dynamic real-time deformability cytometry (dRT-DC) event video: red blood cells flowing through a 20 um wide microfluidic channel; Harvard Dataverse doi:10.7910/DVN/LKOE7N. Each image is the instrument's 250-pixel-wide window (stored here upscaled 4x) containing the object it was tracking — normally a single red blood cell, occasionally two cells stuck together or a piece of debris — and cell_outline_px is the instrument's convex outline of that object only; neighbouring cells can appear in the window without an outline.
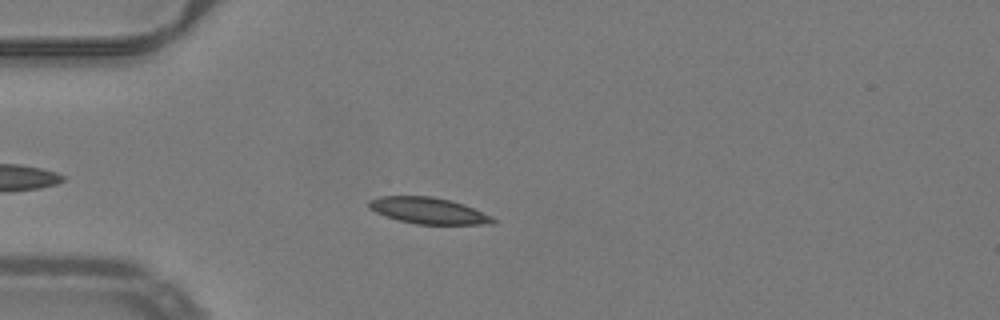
{"species": "common noctule bat (a hibernating species)", "species_latin": "Nyctalus noctula", "temperature_condition": "warm", "stored_images_in_passage": 43, "camera_frame_rate_fps": 3000, "um_per_image_px": 0.085, "animal": {"sex": "male", "body_mass_g": 19.2, "forearm_length_mm": 51.8}, "frame": {"image": 1, "passage_image": 9, "time_ms": 2.667, "image_size_px": [1000, 320], "cell_outline_px": [[496, 224], [416, 224], [400, 220], [376, 212], [368, 208], [368, 200], [380, 196], [432, 196], [464, 204], [492, 216], [496, 220]], "centroid_in_image_um": [36.42, 17.9], "position_along_channel_um": 48.6, "area_um2": 18.9}}
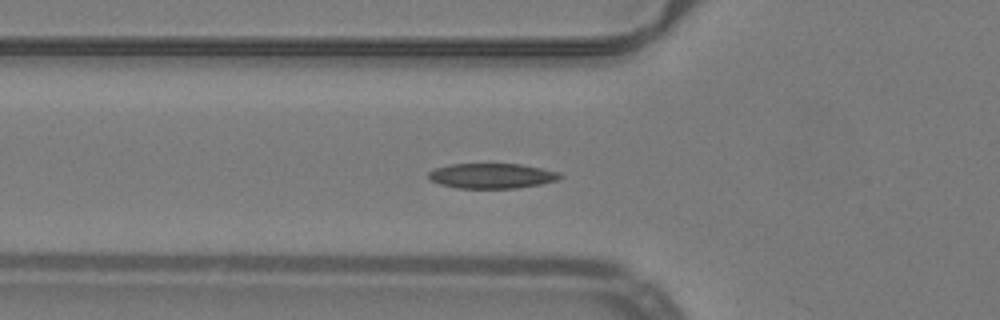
{"frame": {"image": 2, "passage_image": 13, "time_ms": 4.0, "image_size_px": [1000, 320], "cell_outline_px": [[564, 176], [556, 180], [540, 184], [516, 188], [456, 188], [440, 184], [432, 180], [428, 176], [428, 172], [436, 168], [448, 164], [520, 164], [560, 172]], "centroid_in_image_um": [41.8, 14.94], "position_along_channel_um": 84.0, "area_um2": 19.13}}
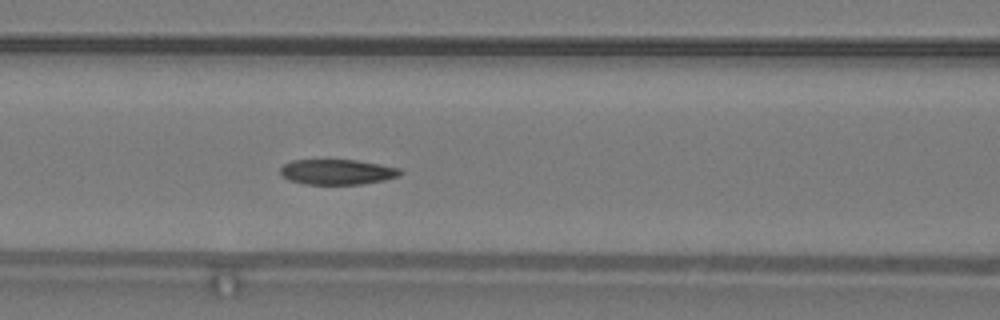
{"frame": {"image": 3, "passage_image": 17, "time_ms": 5.333, "image_size_px": [1000, 320], "cell_outline_px": [[404, 172], [400, 176], [384, 180], [360, 184], [304, 184], [288, 180], [280, 176], [280, 168], [284, 164], [292, 160], [356, 160], [380, 164], [400, 168]], "centroid_in_image_um": [28.66, 14.61], "position_along_channel_um": 137.9, "area_um2": 17.8}, "authors_computed_cell_mechanics": {"area_um2": 18.7272, "velocity_mm_per_s": 3.9801, "shape_relaxation_time_tau1_ms": 5.9442, "shape_relaxation_time_tau2_ms": 2.6951, "deformation_change_tau1": 0.1618, "deformation_change_tau2": 0.0748}}